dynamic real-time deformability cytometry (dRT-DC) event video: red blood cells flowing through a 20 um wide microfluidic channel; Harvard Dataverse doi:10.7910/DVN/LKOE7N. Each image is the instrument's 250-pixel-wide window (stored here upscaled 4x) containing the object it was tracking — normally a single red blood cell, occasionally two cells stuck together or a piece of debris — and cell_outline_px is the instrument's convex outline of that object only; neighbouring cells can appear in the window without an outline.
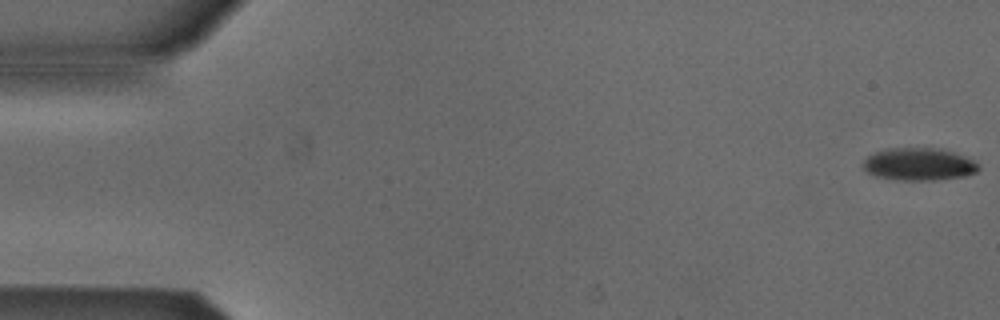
{"species": "Egyptian fruit bat (a non-hibernating species)", "species_latin": "Rousettus aegyptiacus", "temperature_condition": "cold", "stored_images_in_passage": 54, "segment_of_instrument_passage": [1, 2], "camera_frame_rate_fps": 3000, "um_per_image_px": 0.085, "animal": {"sex": "male"}, "frame": {"image": 1, "passage_image": 1, "time_ms": 0.0, "image_size_px": [1000, 320], "cell_outline_px": [[980, 168], [976, 172], [964, 176], [936, 180], [892, 180], [872, 176], [860, 164], [868, 156], [884, 148], [940, 148], [964, 156], [972, 160]], "centroid_in_image_um": [78.04, 13.97], "position_along_channel_um": 7.0, "area_um2": 22.02}}
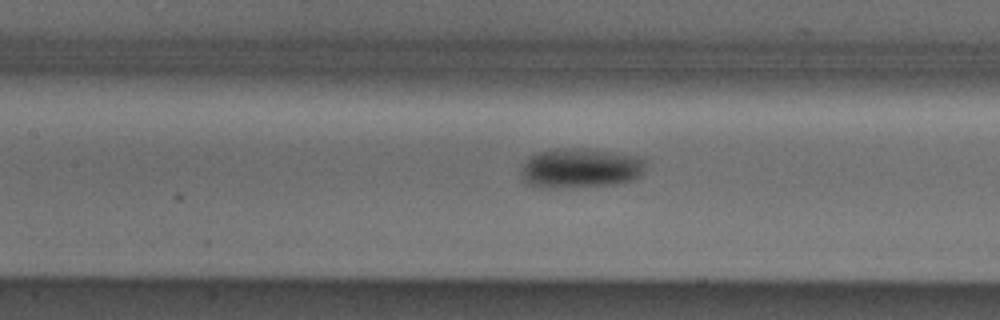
{"frame": {"image": 2, "passage_image": 24, "time_ms": 7.667, "image_size_px": [1000, 320], "cell_outline_px": [[648, 160], [640, 176], [632, 180], [616, 184], [572, 188], [548, 188], [528, 184], [520, 176], [520, 164], [528, 156], [536, 152], [576, 148], [580, 148], [636, 156]], "centroid_in_image_um": [49.28, 14.31], "position_along_channel_um": 158.1, "area_um2": 29.07}}
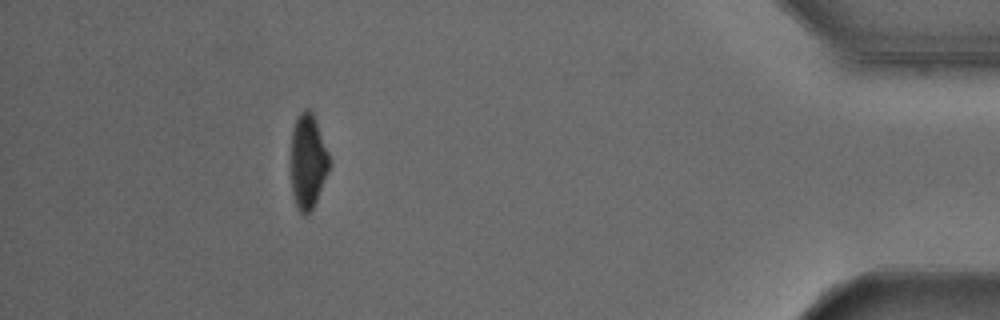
{"frame": {"image": 3, "passage_image": 48, "time_ms": 15.667, "image_size_px": [1000, 320], "cell_outline_px": [[328, 172], [316, 200], [312, 208], [304, 216], [296, 208], [292, 192], [292, 128], [300, 112], [304, 108], [308, 108], [312, 112], [316, 120], [328, 152]], "centroid_in_image_um": [26.16, 13.7], "position_along_channel_um": 409.0, "area_um2": 20.75}}